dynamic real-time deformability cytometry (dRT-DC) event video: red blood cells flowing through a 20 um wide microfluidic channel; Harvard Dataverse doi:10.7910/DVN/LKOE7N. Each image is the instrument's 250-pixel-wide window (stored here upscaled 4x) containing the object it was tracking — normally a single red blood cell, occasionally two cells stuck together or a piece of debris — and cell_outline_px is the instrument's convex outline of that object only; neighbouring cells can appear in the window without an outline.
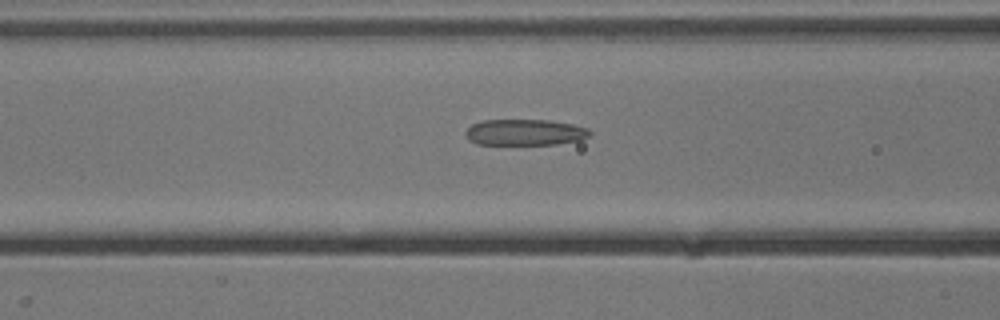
{"species": "common noctule bat (a hibernating species)", "species_latin": "Nyctalus noctula", "temperature_condition": "cold", "stored_images_in_passage": 39, "camera_frame_rate_fps": 3000, "um_per_image_px": 0.085, "animal": {"sex": "male", "body_mass_g": 13.3}, "frame": {"image": 1, "passage_image": 17, "time_ms": 5.333, "image_size_px": [1000, 320], "cell_outline_px": [[592, 132], [588, 136], [580, 140], [556, 144], [476, 144], [468, 140], [464, 132], [472, 124], [484, 120], [548, 120], [572, 124], [588, 128]], "centroid_in_image_um": [44.6, 11.24], "position_along_channel_um": 122.0, "area_um2": 18.9}}
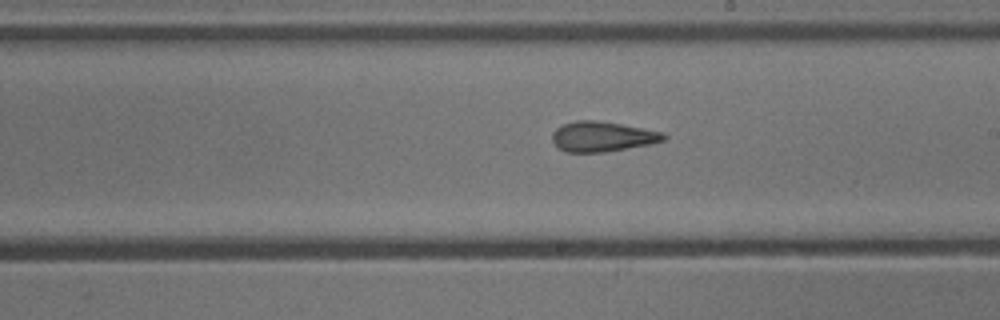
{"frame": {"image": 2, "passage_image": 26, "time_ms": 8.333, "image_size_px": [1000, 320], "cell_outline_px": [[668, 136], [664, 140], [648, 144], [604, 152], [564, 152], [552, 140], [552, 132], [556, 128], [564, 124], [576, 120], [596, 120], [620, 124], [664, 132]], "centroid_in_image_um": [51.19, 11.6], "position_along_channel_um": 237.8, "area_um2": 19.36}}
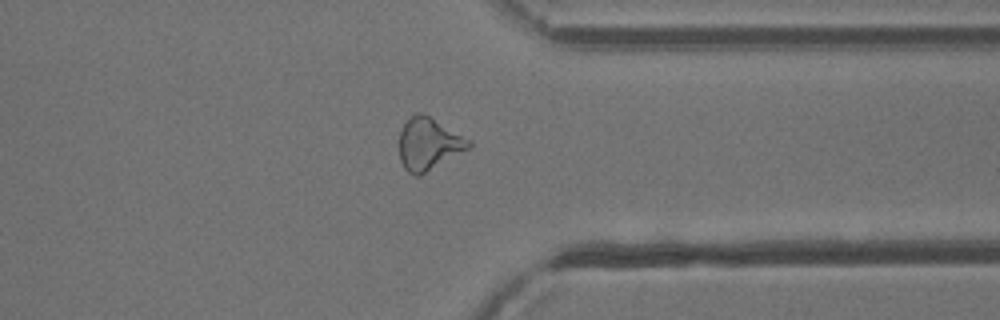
{"frame": {"image": 3, "passage_image": 37, "time_ms": 12.0, "image_size_px": [1000, 320], "cell_outline_px": [[472, 148], [420, 176], [416, 176], [408, 172], [404, 168], [400, 160], [400, 132], [404, 124], [416, 112], [420, 112], [428, 116], [472, 140]], "centroid_in_image_um": [36.48, 12.27], "position_along_channel_um": 374.9, "area_um2": 21.21}}